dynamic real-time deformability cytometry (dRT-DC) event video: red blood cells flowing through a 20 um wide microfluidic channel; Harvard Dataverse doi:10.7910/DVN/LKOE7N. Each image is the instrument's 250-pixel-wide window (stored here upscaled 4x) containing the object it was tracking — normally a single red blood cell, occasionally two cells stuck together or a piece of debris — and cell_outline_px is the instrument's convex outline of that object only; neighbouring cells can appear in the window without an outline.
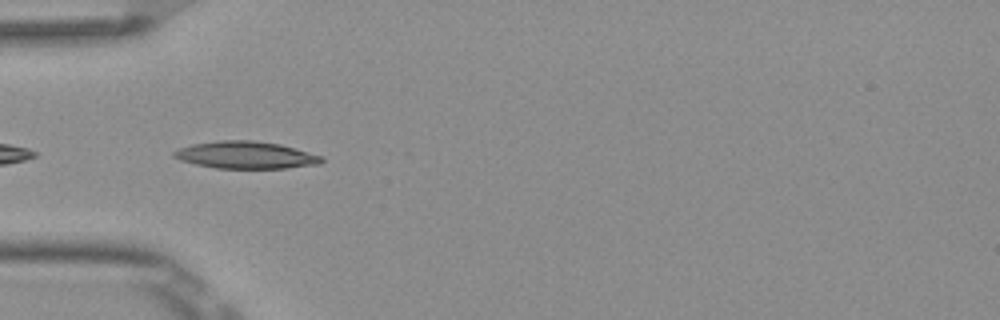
{"species": "Egyptian fruit bat (a non-hibernating species)", "species_latin": "Rousettus aegyptiacus", "temperature_condition": "room temperature", "stored_images_in_passage": 7, "camera_frame_rate_fps": 3000, "um_per_image_px": 0.085, "frame": {"image": 1, "passage_image": 5, "time_ms": 1.333, "image_size_px": [1000, 320], "cell_outline_px": [[324, 160], [320, 164], [288, 168], [216, 168], [196, 164], [180, 160], [172, 156], [172, 152], [180, 148], [192, 144], [220, 140], [252, 140], [280, 144], [324, 156]], "centroid_in_image_um": [20.91, 13.18], "position_along_channel_um": 64.1, "area_um2": 23.47}}
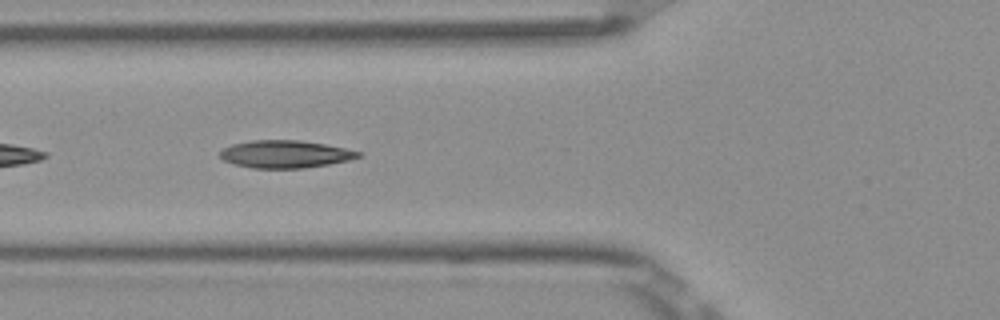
{"frame": {"image": 2, "passage_image": 6, "time_ms": 1.667, "image_size_px": [1000, 320], "cell_outline_px": [[364, 156], [348, 160], [328, 164], [304, 168], [252, 168], [232, 164], [224, 160], [220, 156], [220, 152], [224, 148], [232, 144], [252, 140], [300, 140], [324, 144], [344, 148], [360, 152]], "centroid_in_image_um": [24.23, 13.1], "position_along_channel_um": 101.6, "area_um2": 22.14}}
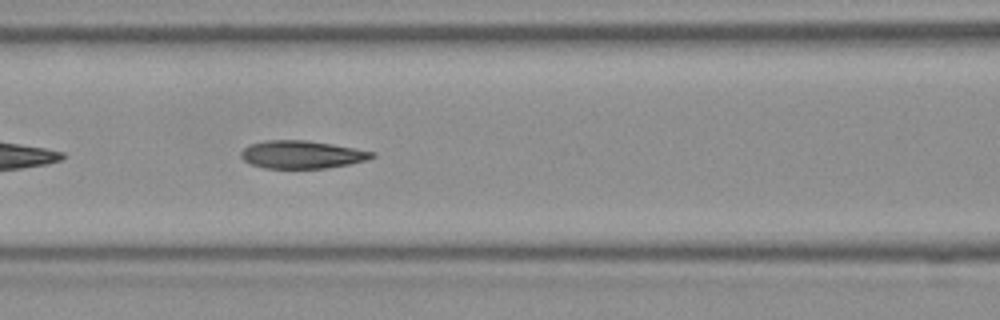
{"frame": {"image": 3, "passage_image": 7, "time_ms": 2.0, "image_size_px": [1000, 320], "cell_outline_px": [[376, 156], [368, 160], [348, 164], [324, 168], [264, 168], [252, 164], [244, 160], [240, 156], [240, 152], [244, 148], [252, 144], [268, 140], [308, 140], [332, 144], [376, 152]], "centroid_in_image_um": [25.68, 13.13], "position_along_channel_um": 140.9, "area_um2": 21.15}}